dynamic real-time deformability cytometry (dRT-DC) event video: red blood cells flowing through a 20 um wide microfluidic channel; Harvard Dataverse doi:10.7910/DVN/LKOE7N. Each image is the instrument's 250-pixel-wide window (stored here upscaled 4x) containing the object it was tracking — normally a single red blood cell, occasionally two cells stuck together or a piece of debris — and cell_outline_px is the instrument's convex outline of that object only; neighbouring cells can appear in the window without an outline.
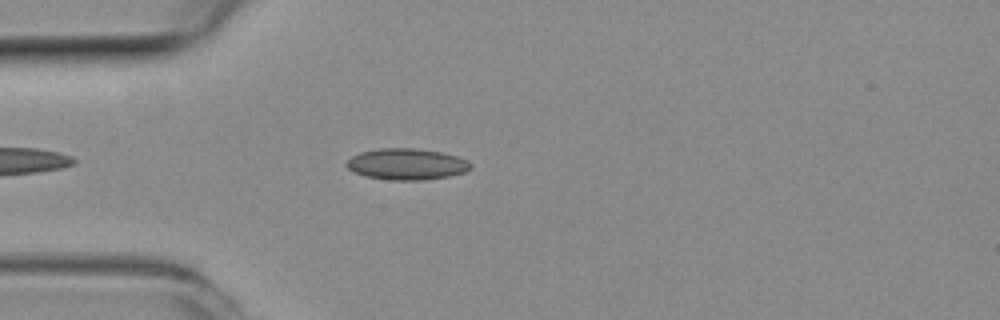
{"species": "common noctule bat (a hibernating species)", "species_latin": "Nyctalus noctula", "temperature_condition": "room temperature", "stored_images_in_passage": 14, "camera_frame_rate_fps": 3000, "um_per_image_px": 0.085, "animal": {"sex": "female", "body_mass_g": 19.3, "forearm_length_mm": 54.1}, "frame": {"image": 1, "passage_image": 4, "time_ms": 1.0, "image_size_px": [1000, 320], "cell_outline_px": [[472, 168], [464, 172], [448, 176], [424, 180], [388, 180], [364, 176], [348, 168], [344, 164], [352, 156], [360, 152], [380, 148], [416, 148], [444, 152], [468, 160], [472, 164]], "centroid_in_image_um": [34.58, 13.95], "position_along_channel_um": 50.4, "area_um2": 22.77}}
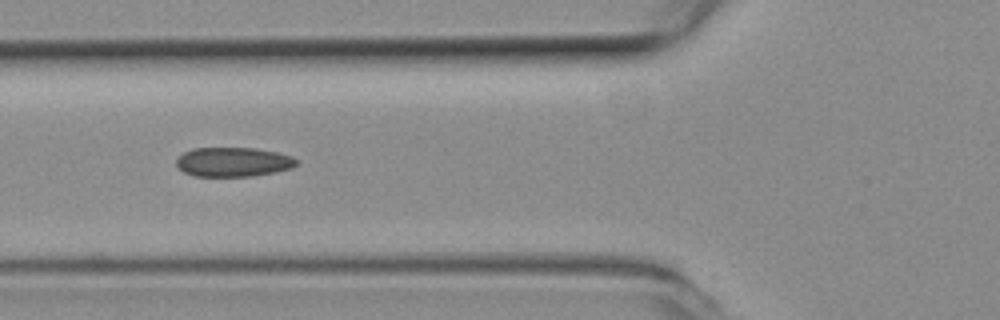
{"frame": {"image": 2, "passage_image": 9, "time_ms": 2.667, "image_size_px": [1000, 320], "cell_outline_px": [[296, 164], [292, 168], [276, 172], [252, 176], [192, 176], [176, 168], [176, 160], [184, 152], [192, 148], [256, 148], [276, 152], [292, 156], [296, 160]], "centroid_in_image_um": [19.79, 13.77], "position_along_channel_um": 106.0, "area_um2": 20.63}}
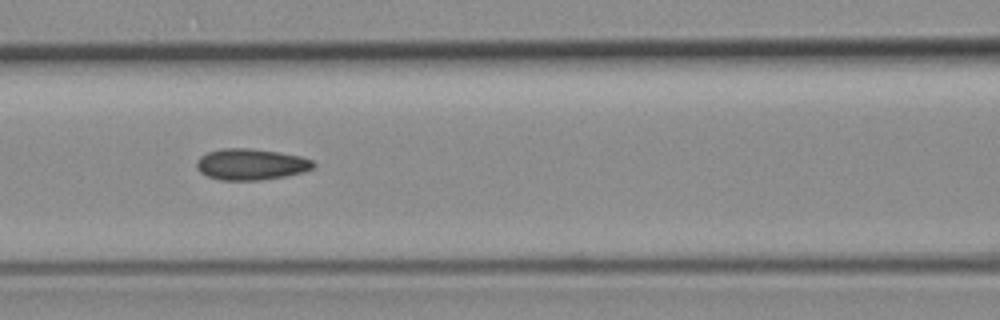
{"frame": {"image": 3, "passage_image": 12, "time_ms": 3.667, "image_size_px": [1000, 320], "cell_outline_px": [[316, 164], [312, 168], [304, 172], [284, 176], [260, 180], [220, 180], [208, 176], [200, 172], [196, 168], [196, 160], [200, 156], [208, 152], [224, 148], [252, 148], [280, 152], [300, 156], [312, 160]], "centroid_in_image_um": [21.32, 13.96], "position_along_channel_um": 145.3, "area_um2": 21.33}}